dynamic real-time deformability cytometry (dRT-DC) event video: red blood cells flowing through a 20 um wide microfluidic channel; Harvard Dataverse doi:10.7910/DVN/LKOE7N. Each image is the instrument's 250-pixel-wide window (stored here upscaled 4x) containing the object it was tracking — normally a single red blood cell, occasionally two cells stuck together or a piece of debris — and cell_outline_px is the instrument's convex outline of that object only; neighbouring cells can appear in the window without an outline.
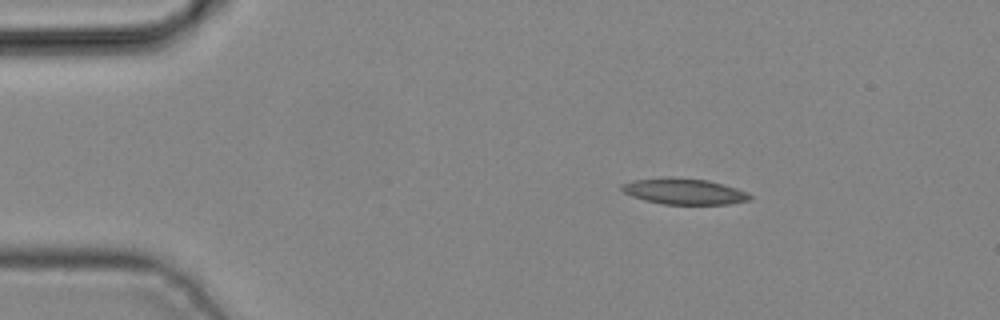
{"species": "common noctule bat (a hibernating species)", "species_latin": "Nyctalus noctula", "temperature_condition": "cold", "stored_images_in_passage": 2, "camera_frame_rate_fps": 3000, "um_per_image_px": 0.085, "animal": {"sex": "male", "body_mass_g": 19.2, "forearm_length_mm": 51.8}, "frame": {"image": 1, "passage_image": 1, "time_ms": 0.0, "image_size_px": [1000, 320], "cell_outline_px": [[752, 200], [728, 204], [664, 204], [644, 200], [632, 196], [624, 192], [620, 188], [620, 184], [632, 180], [664, 176], [672, 176], [708, 180], [724, 184], [748, 192], [752, 196]], "centroid_in_image_um": [58.14, 16.25], "position_along_channel_um": 26.9, "area_um2": 19.77}}
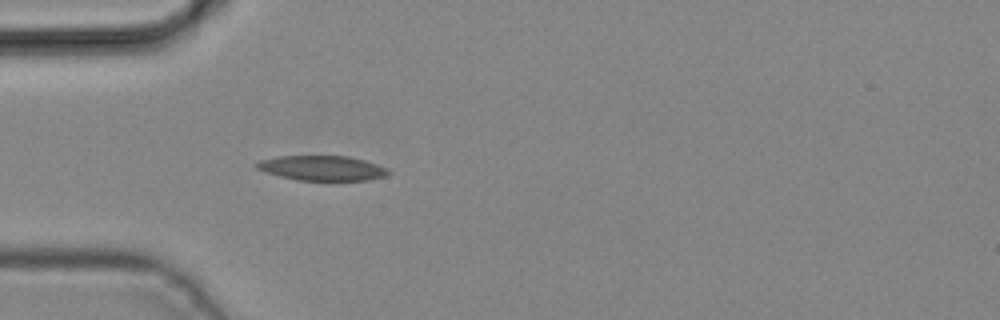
{"frame": {"image": 2, "passage_image": 2, "time_ms": 0.333, "image_size_px": [1000, 320], "cell_outline_px": [[392, 172], [384, 176], [368, 180], [296, 180], [280, 176], [256, 168], [252, 164], [260, 160], [276, 156], [348, 156], [364, 160], [388, 168]], "centroid_in_image_um": [27.37, 14.28], "position_along_channel_um": 57.6, "area_um2": 19.07}}